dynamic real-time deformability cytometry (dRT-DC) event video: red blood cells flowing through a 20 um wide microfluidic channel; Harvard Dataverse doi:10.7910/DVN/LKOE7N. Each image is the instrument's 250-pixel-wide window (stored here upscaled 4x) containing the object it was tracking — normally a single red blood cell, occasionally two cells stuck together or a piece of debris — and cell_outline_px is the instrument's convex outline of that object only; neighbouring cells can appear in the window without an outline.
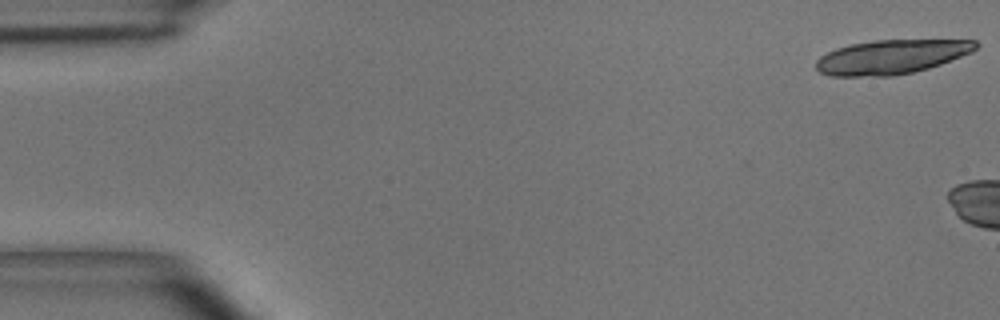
{"species": "common noctule bat (a hibernating species)", "species_latin": "Nyctalus noctula", "temperature_condition": "room temperature", "stored_images_in_passage": 4, "camera_frame_rate_fps": 3000, "um_per_image_px": 0.085, "animal": {"sex": "male", "body_mass_g": 15.6}, "frame": {"image": 1, "passage_image": 1, "time_ms": 0.0, "image_size_px": [1000, 320], "cell_outline_px": [[980, 44], [972, 52], [940, 64], [928, 68], [912, 72], [892, 76], [828, 76], [820, 72], [816, 68], [816, 60], [820, 56], [836, 48], [852, 44], [872, 40], [976, 40]], "centroid_in_image_um": [75.75, 4.83], "position_along_channel_um": 9.3, "area_um2": 31.79}}